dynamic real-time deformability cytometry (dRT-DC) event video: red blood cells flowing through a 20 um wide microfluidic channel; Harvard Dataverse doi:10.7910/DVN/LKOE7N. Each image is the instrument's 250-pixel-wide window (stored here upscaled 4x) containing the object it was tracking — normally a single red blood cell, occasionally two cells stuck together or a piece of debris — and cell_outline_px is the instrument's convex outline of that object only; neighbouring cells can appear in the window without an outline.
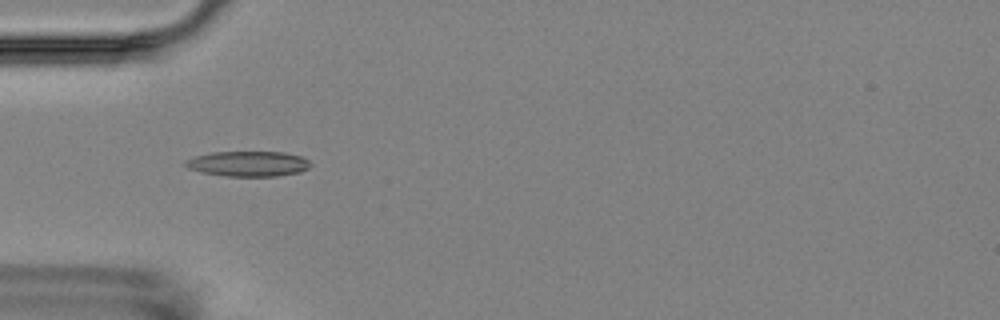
{"species": "Egyptian fruit bat (a non-hibernating species)", "species_latin": "Rousettus aegyptiacus", "temperature_condition": "room temperature", "stored_images_in_passage": 2, "camera_frame_rate_fps": 3000, "um_per_image_px": 0.085, "animal": {"sex": "female"}, "frame": {"image": 1, "passage_image": 2, "time_ms": 1.333, "image_size_px": [1000, 320], "cell_outline_px": [[312, 164], [308, 168], [300, 172], [276, 176], [224, 176], [200, 172], [188, 168], [184, 164], [184, 160], [196, 156], [212, 152], [284, 152], [300, 156], [308, 160]], "centroid_in_image_um": [21.08, 13.92], "position_along_channel_um": 63.9, "area_um2": 18.44}}